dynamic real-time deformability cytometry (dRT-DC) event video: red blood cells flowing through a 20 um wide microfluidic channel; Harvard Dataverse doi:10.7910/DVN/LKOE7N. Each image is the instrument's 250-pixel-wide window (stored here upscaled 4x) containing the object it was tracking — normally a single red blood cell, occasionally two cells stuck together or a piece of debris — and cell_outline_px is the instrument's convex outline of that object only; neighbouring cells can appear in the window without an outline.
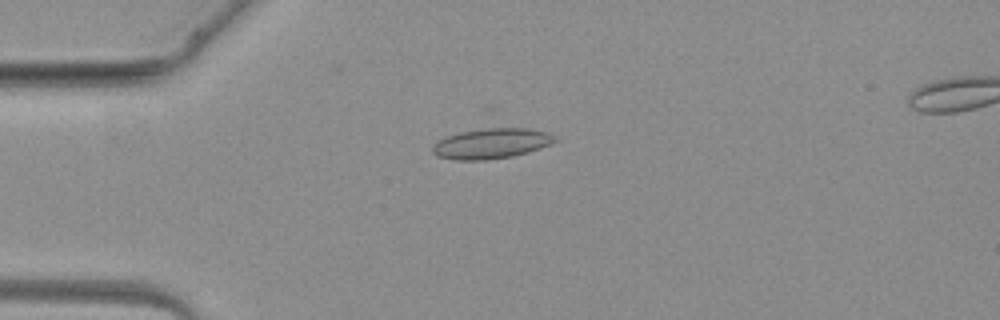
{"species": "common noctule bat (a hibernating species)", "species_latin": "Nyctalus noctula", "temperature_condition": "warm", "stored_images_in_passage": 2, "camera_frame_rate_fps": 3000, "um_per_image_px": 0.085, "animal": {"sex": "female", "body_mass_g": 19.3, "forearm_length_mm": 54.1}, "frame": {"image": 1, "passage_image": 1, "time_ms": 0.0, "image_size_px": [1000, 320], "cell_outline_px": [[560, 140], [552, 144], [528, 152], [512, 156], [488, 160], [456, 160], [436, 156], [432, 152], [432, 148], [436, 140], [460, 132], [492, 124], [528, 128], [548, 132]], "centroid_in_image_um": [41.79, 12.14], "position_along_channel_um": 43.2, "area_um2": 22.66}}